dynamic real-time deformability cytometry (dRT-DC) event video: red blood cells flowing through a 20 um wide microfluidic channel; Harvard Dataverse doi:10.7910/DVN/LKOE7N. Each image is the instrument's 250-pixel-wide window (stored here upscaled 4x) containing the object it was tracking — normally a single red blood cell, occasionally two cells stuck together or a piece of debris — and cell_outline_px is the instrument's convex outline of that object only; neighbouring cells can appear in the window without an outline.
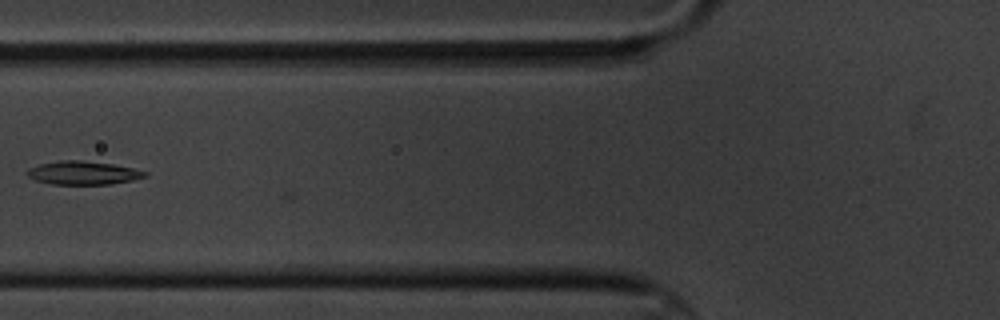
{"species": "common noctule bat (a hibernating species)", "species_latin": "Nyctalus noctula", "temperature_condition": "cold", "stored_images_in_passage": 6, "camera_frame_rate_fps": 3000, "um_per_image_px": 0.085, "animal": {"sex": "male", "body_mass_g": 20.1, "forearm_length_mm": 53.5}, "frame": {"image": 1, "passage_image": 5, "time_ms": 5.0, "image_size_px": [1000, 320], "cell_outline_px": [[148, 176], [132, 180], [112, 184], [52, 184], [36, 180], [28, 176], [28, 168], [40, 164], [60, 160], [80, 160], [112, 164], [132, 168], [148, 172]], "centroid_in_image_um": [7.09, 14.69], "position_along_channel_um": 118.7, "area_um2": 15.95}}